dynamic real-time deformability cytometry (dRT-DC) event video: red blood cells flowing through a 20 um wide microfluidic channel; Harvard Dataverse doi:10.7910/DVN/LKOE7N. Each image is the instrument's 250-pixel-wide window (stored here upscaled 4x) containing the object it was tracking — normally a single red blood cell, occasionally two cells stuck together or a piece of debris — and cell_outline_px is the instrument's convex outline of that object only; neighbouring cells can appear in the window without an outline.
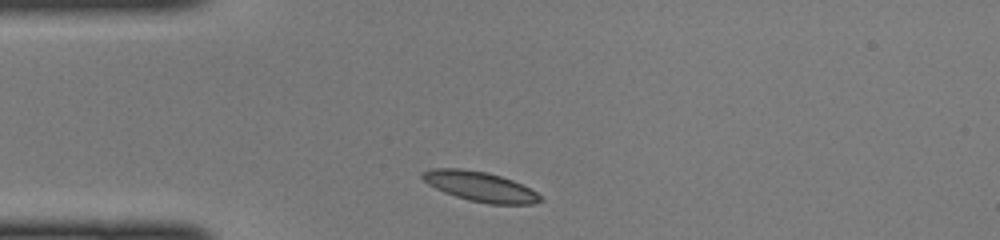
{"species": "common noctule bat (a hibernating species)", "species_latin": "Nyctalus noctula", "temperature_condition": "cold", "stored_images_in_passage": 30, "camera_frame_rate_fps": 3000, "um_per_image_px": 0.085, "animal": {"sex": "female", "body_mass_g": 22.0, "forearm_length_mm": 56.7}, "frame": {"image": 1, "passage_image": 1, "time_ms": 0.0, "image_size_px": [1000, 240], "cell_outline_px": [[544, 200], [532, 204], [488, 204], [468, 200], [444, 192], [428, 184], [420, 176], [420, 172], [432, 168], [460, 168], [488, 172], [512, 180], [536, 192]], "centroid_in_image_um": [40.77, 15.85], "position_along_channel_um": 44.2, "area_um2": 20.46}}
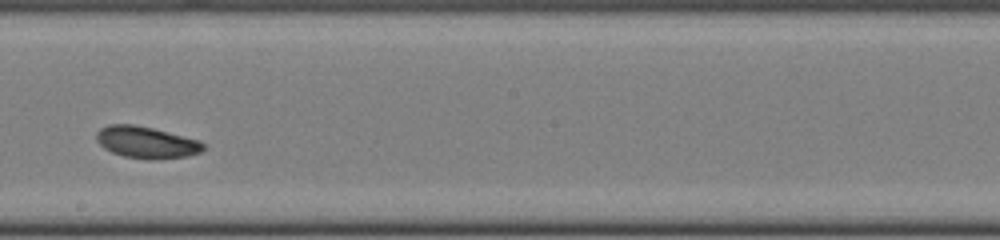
{"frame": {"image": 2, "passage_image": 16, "time_ms": 5.0, "image_size_px": [1000, 240], "cell_outline_px": [[204, 148], [200, 152], [188, 156], [156, 160], [148, 160], [124, 156], [112, 152], [104, 148], [96, 140], [96, 132], [100, 128], [108, 124], [132, 124], [152, 128], [200, 140], [204, 144]], "centroid_in_image_um": [12.43, 12.1], "position_along_channel_um": 235.8, "area_um2": 19.88}}
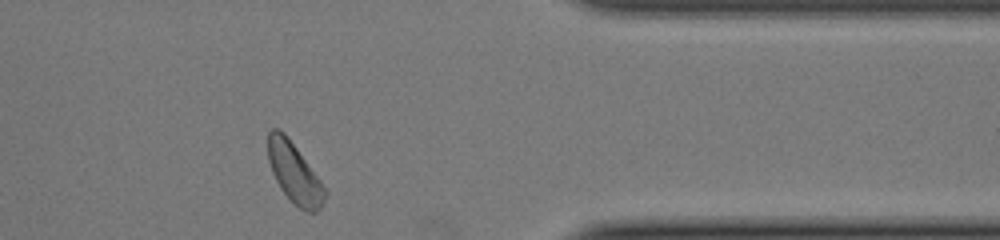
{"frame": {"image": 3, "passage_image": 28, "time_ms": 9.0, "image_size_px": [1000, 240], "cell_outline_px": [[328, 192], [324, 204], [316, 212], [308, 212], [300, 208], [280, 188], [272, 172], [268, 160], [268, 132], [272, 128], [280, 128], [284, 132], [320, 180]], "centroid_in_image_um": [25.03, 14.7], "position_along_channel_um": 386.4, "area_um2": 19.71}}